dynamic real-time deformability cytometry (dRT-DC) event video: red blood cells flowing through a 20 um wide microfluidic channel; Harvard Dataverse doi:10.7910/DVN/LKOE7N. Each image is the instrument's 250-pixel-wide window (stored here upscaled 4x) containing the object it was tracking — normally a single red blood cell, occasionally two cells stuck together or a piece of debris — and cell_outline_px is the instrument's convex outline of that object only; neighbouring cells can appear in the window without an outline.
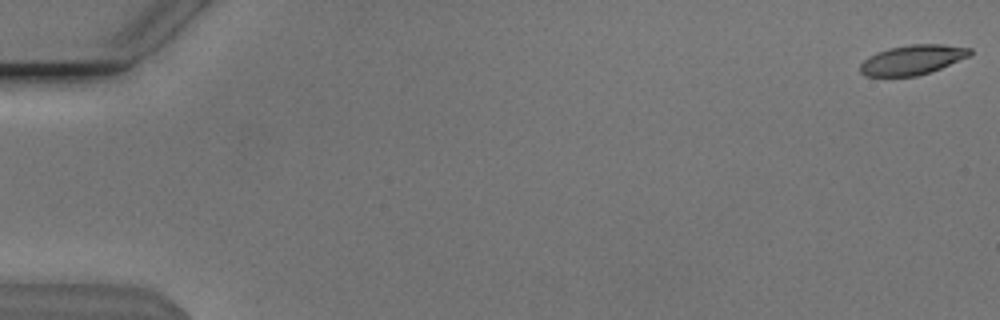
{"species": "Egyptian fruit bat (a non-hibernating species)", "species_latin": "Rousettus aegyptiacus", "temperature_condition": "cold", "stored_images_in_passage": 50, "camera_frame_rate_fps": 3000, "um_per_image_px": 0.085, "animal": {"sex": "male"}, "frame": {"image": 1, "passage_image": 1, "time_ms": 0.0, "image_size_px": [1000, 320], "cell_outline_px": [[972, 52], [968, 56], [940, 68], [916, 76], [868, 76], [860, 72], [860, 64], [868, 56], [876, 52], [888, 48], [908, 44], [940, 44], [972, 48]], "centroid_in_image_um": [77.52, 5.07], "position_along_channel_um": 7.5, "area_um2": 18.84}}
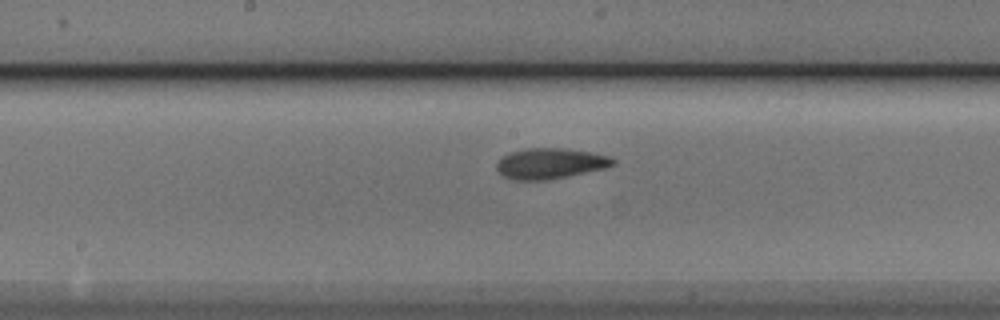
{"frame": {"image": 2, "passage_image": 29, "time_ms": 9.333, "image_size_px": [1000, 320], "cell_outline_px": [[616, 164], [604, 168], [568, 176], [544, 180], [512, 180], [504, 176], [496, 168], [496, 164], [508, 152], [524, 148], [568, 148], [592, 152], [612, 156], [616, 160]], "centroid_in_image_um": [46.8, 13.88], "position_along_channel_um": 201.4, "area_um2": 20.92}}
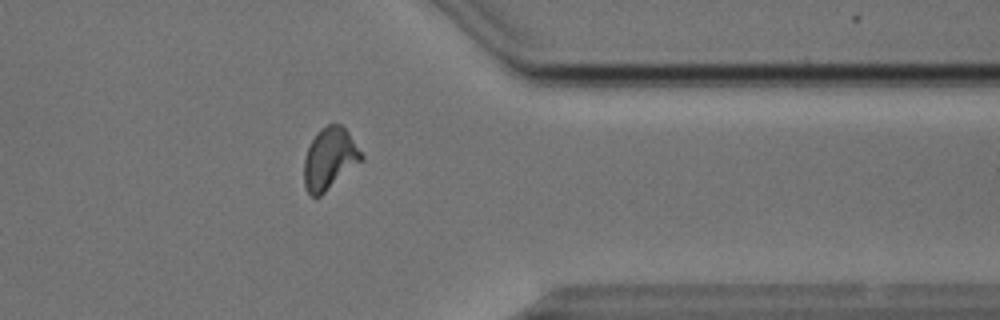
{"frame": {"image": 3, "passage_image": 44, "time_ms": 14.333, "image_size_px": [1000, 320], "cell_outline_px": [[364, 160], [320, 196], [312, 196], [308, 192], [304, 184], [304, 160], [308, 148], [316, 132], [320, 128], [328, 124], [340, 124], [348, 132], [364, 156]], "centroid_in_image_um": [28.03, 13.48], "position_along_channel_um": 383.4, "area_um2": 20.58}, "authors_computed_cell_mechanics": {"area_um2": 19.9988, "velocity_mm_per_s": 3.8259, "shape_relaxation_time_tau1_ms": 3.0993, "shape_relaxation_time_tau2_ms": 2.2024, "deformation_change_tau1": 0.146, "deformation_change_tau2": 0.0857}}